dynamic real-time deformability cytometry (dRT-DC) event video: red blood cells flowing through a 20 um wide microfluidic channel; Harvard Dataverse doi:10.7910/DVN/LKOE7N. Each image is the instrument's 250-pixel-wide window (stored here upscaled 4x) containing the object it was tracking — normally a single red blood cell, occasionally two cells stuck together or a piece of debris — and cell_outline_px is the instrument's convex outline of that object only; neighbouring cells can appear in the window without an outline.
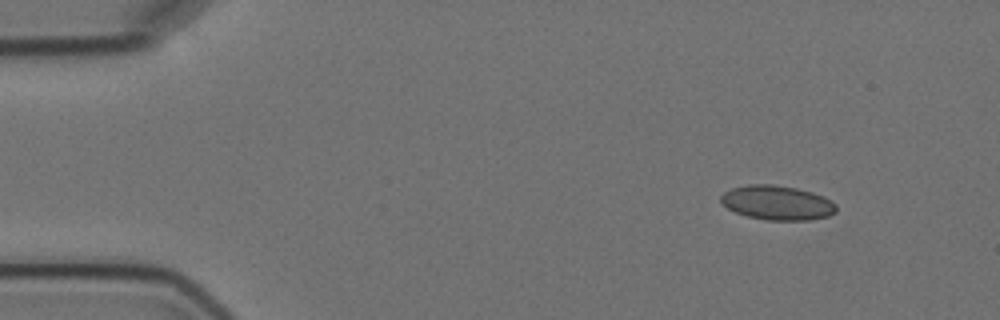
{"species": "Egyptian fruit bat (a non-hibernating species)", "species_latin": "Rousettus aegyptiacus", "temperature_condition": "cold", "stored_images_in_passage": 10, "camera_frame_rate_fps": 3000, "um_per_image_px": 0.085, "animal": {"sex": "female"}, "frame": {"image": 1, "passage_image": 1, "time_ms": 0.0, "image_size_px": [1000, 320], "cell_outline_px": [[836, 212], [828, 216], [808, 220], [768, 220], [748, 216], [736, 212], [728, 208], [720, 200], [720, 196], [724, 192], [732, 188], [748, 184], [772, 184], [796, 188], [812, 192], [824, 196], [832, 200], [836, 204]], "centroid_in_image_um": [66.08, 17.22], "position_along_channel_um": 18.9, "area_um2": 23.12}}
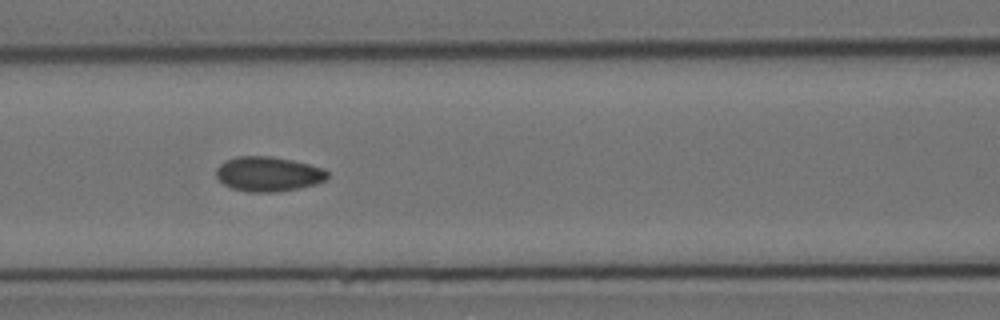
{"frame": {"image": 2, "passage_image": 6, "time_ms": 6.0, "image_size_px": [1000, 320], "cell_outline_px": [[328, 176], [324, 180], [316, 184], [276, 192], [248, 192], [232, 188], [224, 184], [216, 176], [216, 168], [224, 160], [236, 156], [272, 156], [292, 160], [324, 168], [328, 172]], "centroid_in_image_um": [22.78, 14.78], "position_along_channel_um": 143.8, "area_um2": 22.54}}
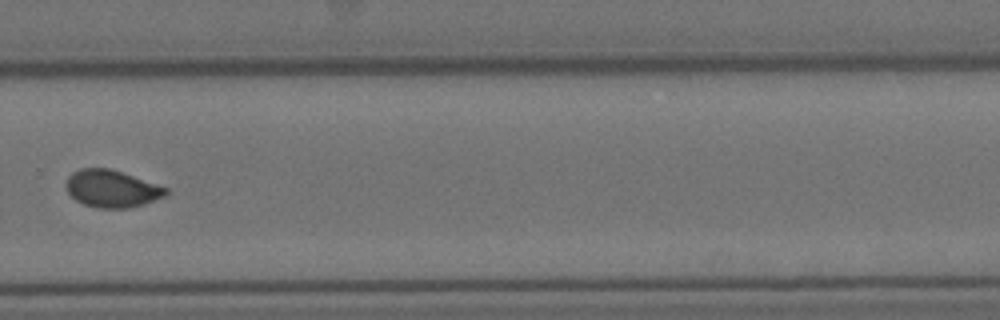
{"frame": {"image": 3, "passage_image": 10, "time_ms": 11.0, "image_size_px": [1000, 320], "cell_outline_px": [[168, 192], [164, 196], [144, 204], [128, 208], [96, 208], [84, 204], [76, 200], [68, 192], [64, 184], [68, 176], [72, 172], [80, 168], [108, 168], [168, 188]], "centroid_in_image_um": [9.45, 16.04], "position_along_channel_um": 320.3, "area_um2": 21.5}}